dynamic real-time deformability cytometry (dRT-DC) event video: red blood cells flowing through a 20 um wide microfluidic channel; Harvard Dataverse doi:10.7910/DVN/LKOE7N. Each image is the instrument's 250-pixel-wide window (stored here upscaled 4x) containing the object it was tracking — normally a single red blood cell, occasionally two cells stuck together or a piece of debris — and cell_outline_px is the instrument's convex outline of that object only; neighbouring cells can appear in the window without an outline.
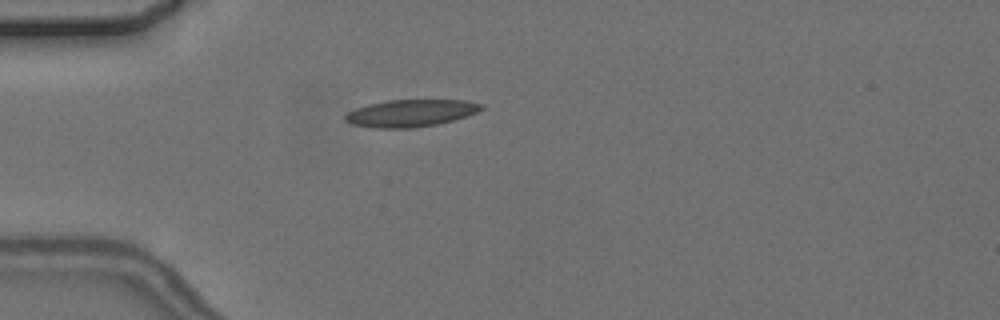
{"species": "common noctule bat (a hibernating species)", "species_latin": "Nyctalus noctula", "temperature_condition": "cold", "stored_images_in_passage": 5, "camera_frame_rate_fps": 3000, "um_per_image_px": 0.085, "animal": {"sex": "female", "body_mass_g": 24.6, "forearm_length_mm": 56.2}, "frame": {"image": 1, "passage_image": 5, "time_ms": 4.667, "image_size_px": [1000, 320], "cell_outline_px": [[484, 108], [476, 112], [452, 120], [436, 124], [412, 128], [376, 128], [352, 124], [344, 120], [344, 116], [348, 112], [356, 108], [368, 104], [388, 100], [468, 100], [484, 104]], "centroid_in_image_um": [34.9, 9.61], "position_along_channel_um": 50.1, "area_um2": 21.44}}